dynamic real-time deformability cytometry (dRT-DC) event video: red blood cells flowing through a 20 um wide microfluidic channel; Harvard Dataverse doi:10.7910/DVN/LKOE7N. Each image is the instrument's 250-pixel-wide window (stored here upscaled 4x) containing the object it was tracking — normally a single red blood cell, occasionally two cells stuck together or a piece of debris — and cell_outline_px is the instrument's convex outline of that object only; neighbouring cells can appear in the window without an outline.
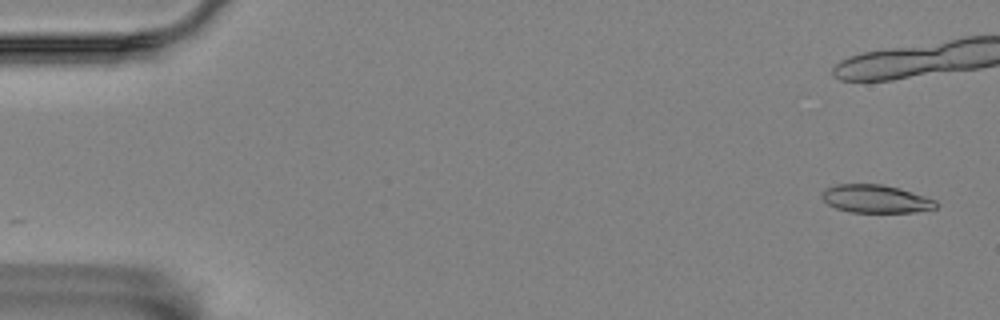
{"species": "Egyptian fruit bat (a non-hibernating species)", "species_latin": "Rousettus aegyptiacus", "temperature_condition": "room temperature", "stored_images_in_passage": 5, "camera_frame_rate_fps": 3000, "um_per_image_px": 0.085, "animal": {"sex": "female"}, "frame": {"image": 1, "passage_image": 1, "time_ms": 0.0, "image_size_px": [1000, 320], "cell_outline_px": [[940, 204], [936, 208], [912, 212], [848, 212], [836, 208], [828, 204], [820, 196], [824, 188], [836, 184], [880, 184], [896, 188], [924, 196], [936, 200]], "centroid_in_image_um": [74.4, 16.91], "position_along_channel_um": 10.6, "area_um2": 18.55}}